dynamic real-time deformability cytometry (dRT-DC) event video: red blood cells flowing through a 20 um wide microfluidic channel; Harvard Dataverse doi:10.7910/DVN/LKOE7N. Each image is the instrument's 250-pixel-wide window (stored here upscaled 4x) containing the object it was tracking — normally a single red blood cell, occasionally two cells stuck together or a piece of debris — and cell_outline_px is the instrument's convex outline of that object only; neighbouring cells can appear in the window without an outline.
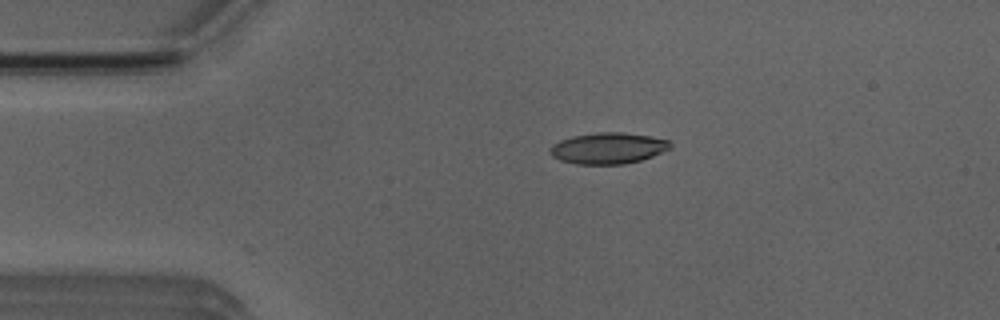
{"species": "Egyptian fruit bat (a non-hibernating species)", "species_latin": "Rousettus aegyptiacus", "temperature_condition": "room temperature", "stored_images_in_passage": 5, "camera_frame_rate_fps": 3000, "um_per_image_px": 0.085, "animal": {"sex": "male"}, "frame": {"image": 1, "passage_image": 3, "time_ms": 2.333, "image_size_px": [1000, 320], "cell_outline_px": [[672, 144], [668, 148], [652, 156], [640, 160], [624, 164], [576, 164], [560, 160], [552, 156], [548, 148], [552, 144], [560, 140], [572, 136], [596, 132], [624, 132], [652, 136], [668, 140]], "centroid_in_image_um": [51.64, 12.58], "position_along_channel_um": 33.4, "area_um2": 21.85}}